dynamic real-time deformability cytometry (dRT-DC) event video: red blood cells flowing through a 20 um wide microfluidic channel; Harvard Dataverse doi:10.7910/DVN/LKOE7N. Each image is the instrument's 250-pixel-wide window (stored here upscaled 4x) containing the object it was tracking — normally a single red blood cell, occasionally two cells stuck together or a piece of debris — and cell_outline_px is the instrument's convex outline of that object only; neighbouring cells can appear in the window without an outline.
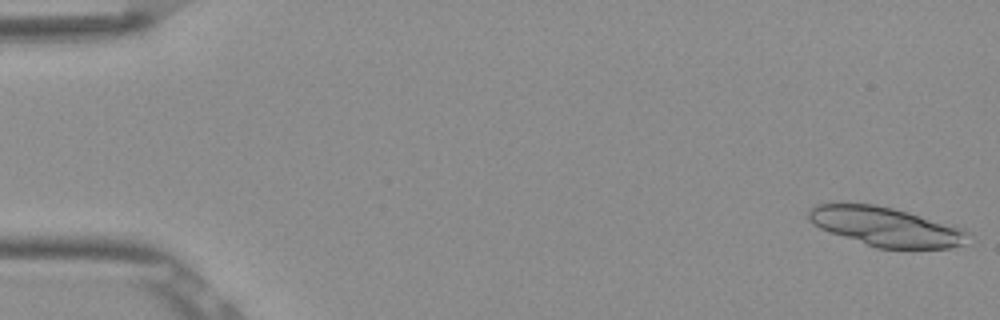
{"species": "Egyptian fruit bat (a non-hibernating species)", "species_latin": "Rousettus aegyptiacus", "temperature_condition": "room temperature", "stored_images_in_passage": 53, "segment_of_instrument_passage": [1, 2], "camera_frame_rate_fps": 3000, "um_per_image_px": 0.085, "frame": {"image": 1, "passage_image": 1, "time_ms": 0.0, "image_size_px": [1000, 320], "cell_outline_px": [[976, 240], [952, 248], [876, 248], [820, 228], [812, 224], [808, 220], [808, 212], [816, 204], [876, 204], [908, 212], [952, 224], [964, 228], [972, 232]], "centroid_in_image_um": [75.44, 19.28], "position_along_channel_um": 9.6, "area_um2": 36.7}}